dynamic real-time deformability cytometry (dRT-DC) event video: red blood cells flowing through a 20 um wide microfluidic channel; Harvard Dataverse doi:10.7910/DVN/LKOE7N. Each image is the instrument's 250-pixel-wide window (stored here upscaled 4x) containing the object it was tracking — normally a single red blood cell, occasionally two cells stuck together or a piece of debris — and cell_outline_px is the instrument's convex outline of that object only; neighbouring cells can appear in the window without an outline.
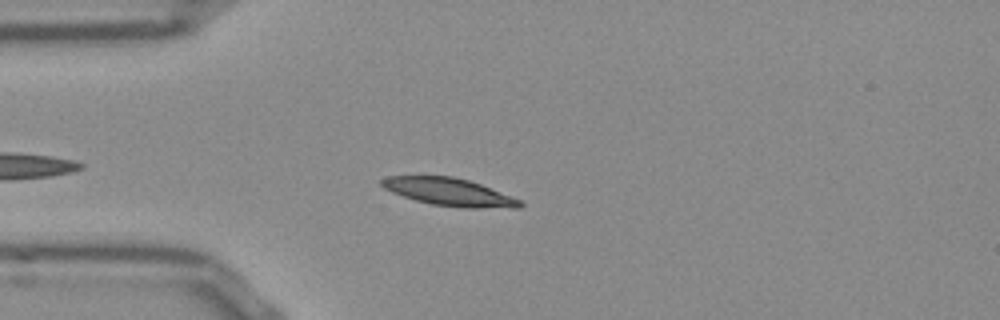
{"species": "Egyptian fruit bat (a non-hibernating species)", "species_latin": "Rousettus aegyptiacus", "temperature_condition": "room temperature", "stored_images_in_passage": 42, "camera_frame_rate_fps": 3000, "um_per_image_px": 0.085, "frame": {"image": 1, "passage_image": 6, "time_ms": 1.667, "image_size_px": [1000, 320], "cell_outline_px": [[524, 204], [520, 208], [464, 208], [432, 204], [416, 200], [392, 192], [384, 188], [380, 184], [380, 180], [388, 176], [452, 176], [468, 180], [480, 184], [512, 196], [520, 200]], "centroid_in_image_um": [38.21, 16.32], "position_along_channel_um": 46.8, "area_um2": 22.2}}
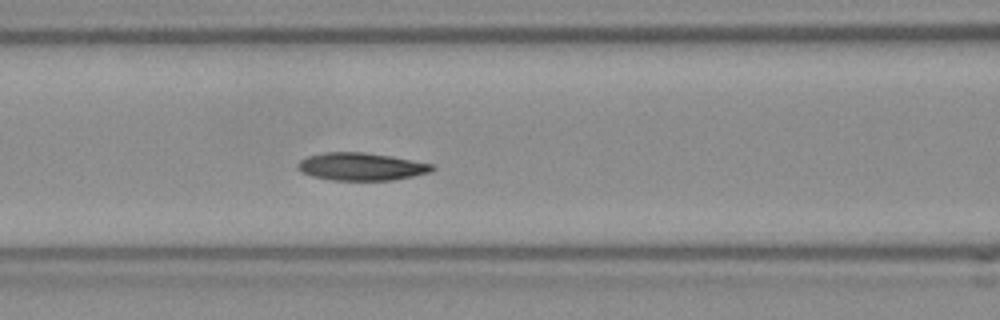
{"frame": {"image": 2, "passage_image": 14, "time_ms": 4.333, "image_size_px": [1000, 320], "cell_outline_px": [[436, 168], [432, 172], [392, 180], [328, 180], [312, 176], [300, 172], [296, 168], [296, 164], [300, 160], [308, 156], [324, 152], [364, 152], [392, 156], [436, 164]], "centroid_in_image_um": [30.71, 14.16], "position_along_channel_um": 135.9, "area_um2": 22.02}}
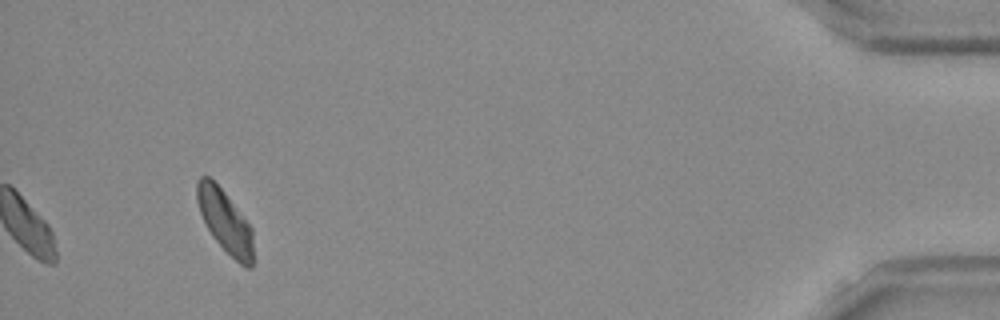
{"frame": {"image": 3, "passage_image": 42, "time_ms": 13.667, "image_size_px": [1000, 320], "cell_outline_px": [[252, 268], [244, 268], [212, 236], [200, 212], [196, 200], [196, 180], [200, 176], [208, 176], [224, 192], [252, 228]], "centroid_in_image_um": [19.11, 18.79], "position_along_channel_um": 416.1, "area_um2": 20.06}, "authors_computed_cell_mechanics": {"area_um2": 21.3282, "velocity_mm_per_s": 3.8068, "shape_relaxation_time_tau1_ms": 8.1979, "shape_relaxation_time_tau2_ms": 3.7073, "deformation_change_tau1": 0.1776, "deformation_change_tau2": 0.072}}